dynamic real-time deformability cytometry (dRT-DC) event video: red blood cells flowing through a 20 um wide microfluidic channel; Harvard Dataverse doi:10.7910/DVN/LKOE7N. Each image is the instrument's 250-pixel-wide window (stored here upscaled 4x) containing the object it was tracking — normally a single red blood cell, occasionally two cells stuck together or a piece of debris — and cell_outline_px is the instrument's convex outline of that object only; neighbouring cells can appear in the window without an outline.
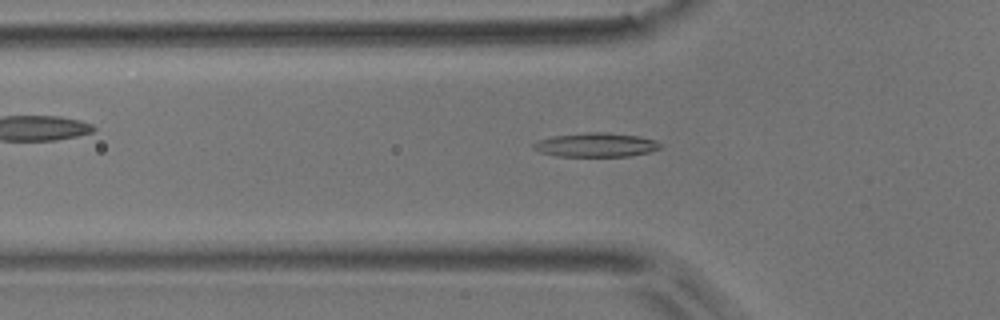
{"species": "common noctule bat (a hibernating species)", "species_latin": "Nyctalus noctula", "temperature_condition": "room temperature", "stored_images_in_passage": 53, "camera_frame_rate_fps": 3000, "um_per_image_px": 0.085, "animal": {"sex": "male", "body_mass_g": 17.9}, "frame": {"image": 1, "passage_image": 17, "time_ms": 5.333, "image_size_px": [1000, 320], "cell_outline_px": [[660, 148], [648, 152], [628, 156], [556, 156], [540, 152], [532, 148], [532, 144], [536, 140], [552, 136], [588, 132], [604, 132], [636, 136], [656, 140], [660, 144]], "centroid_in_image_um": [50.59, 12.31], "position_along_channel_um": 75.2, "area_um2": 17.69}}
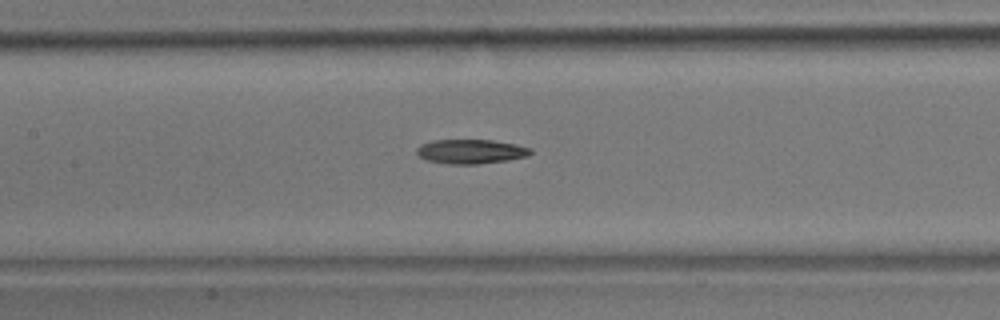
{"frame": {"image": 2, "passage_image": 24, "time_ms": 7.667, "image_size_px": [1000, 320], "cell_outline_px": [[532, 152], [528, 156], [508, 160], [476, 164], [448, 164], [424, 160], [416, 152], [416, 148], [420, 144], [432, 140], [492, 140], [516, 144], [532, 148]], "centroid_in_image_um": [40.0, 12.87], "position_along_channel_um": 167.4, "area_um2": 16.3}}
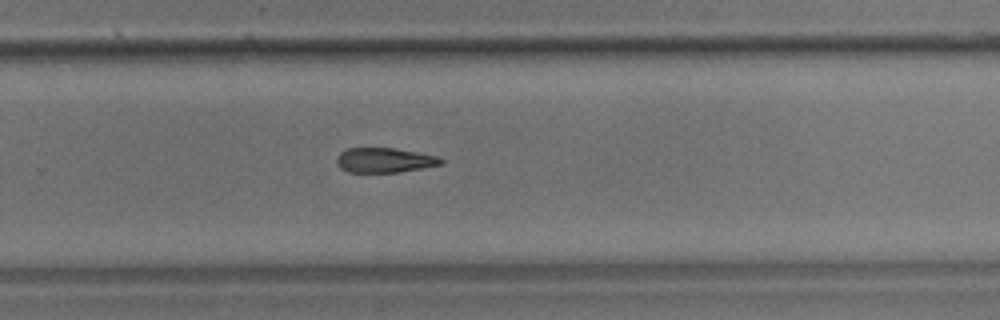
{"frame": {"image": 3, "passage_image": 34, "time_ms": 11.0, "image_size_px": [1000, 320], "cell_outline_px": [[444, 164], [396, 172], [348, 172], [340, 168], [336, 164], [336, 156], [340, 152], [348, 148], [392, 148], [416, 152], [436, 156], [444, 160]], "centroid_in_image_um": [32.63, 13.61], "position_along_channel_um": 297.2, "area_um2": 14.97}}